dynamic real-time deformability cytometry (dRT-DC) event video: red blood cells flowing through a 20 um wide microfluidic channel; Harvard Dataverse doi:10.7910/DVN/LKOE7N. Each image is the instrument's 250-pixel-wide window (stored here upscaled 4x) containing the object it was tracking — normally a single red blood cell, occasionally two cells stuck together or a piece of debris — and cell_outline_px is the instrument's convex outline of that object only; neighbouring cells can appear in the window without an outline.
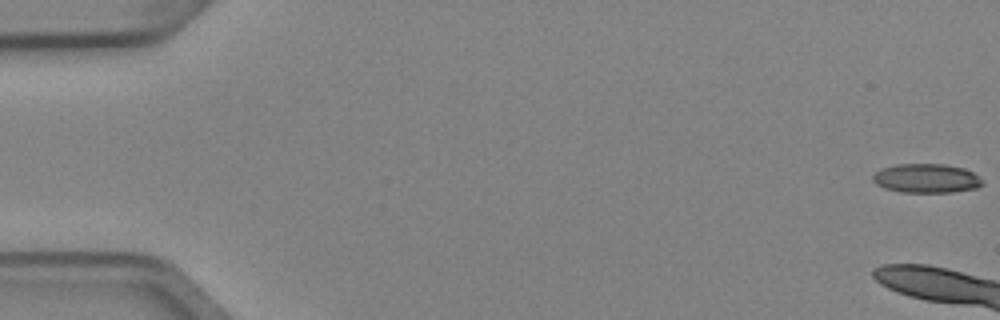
{"species": "Egyptian fruit bat (a non-hibernating species)", "species_latin": "Rousettus aegyptiacus", "temperature_condition": "cold", "stored_images_in_passage": 6, "camera_frame_rate_fps": 3000, "um_per_image_px": 0.085, "animal": {"sex": "female"}, "frame": {"image": 1, "passage_image": 1, "time_ms": 0.0, "image_size_px": [1000, 320], "cell_outline_px": [[984, 184], [976, 188], [952, 192], [900, 192], [884, 188], [876, 184], [872, 180], [872, 176], [880, 168], [896, 164], [944, 164], [964, 168], [972, 172], [984, 180]], "centroid_in_image_um": [78.74, 15.15], "position_along_channel_um": 6.3, "area_um2": 18.73}}